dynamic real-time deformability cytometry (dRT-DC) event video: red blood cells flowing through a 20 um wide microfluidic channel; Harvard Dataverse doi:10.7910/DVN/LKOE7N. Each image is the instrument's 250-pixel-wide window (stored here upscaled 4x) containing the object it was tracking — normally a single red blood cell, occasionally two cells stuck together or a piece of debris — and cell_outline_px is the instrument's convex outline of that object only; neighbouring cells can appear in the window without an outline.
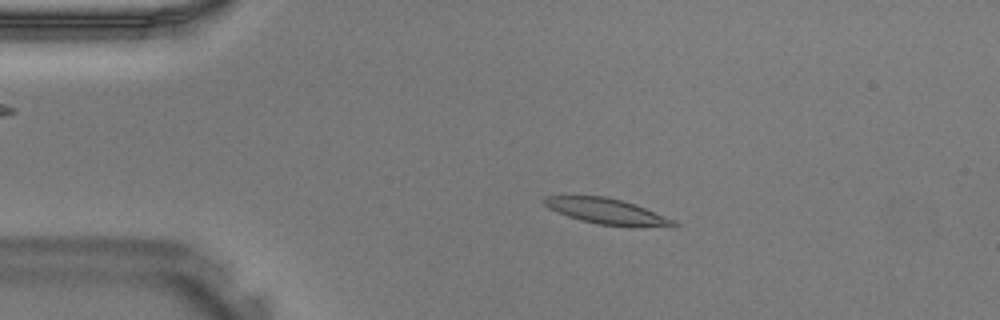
{"species": "Egyptian fruit bat (a non-hibernating species)", "species_latin": "Rousettus aegyptiacus", "temperature_condition": "warm", "stored_images_in_passage": 34, "camera_frame_rate_fps": 3000, "um_per_image_px": 0.085, "animal": {"sex": "male"}, "frame": {"image": 1, "passage_image": 2, "time_ms": 0.333, "image_size_px": [1000, 320], "cell_outline_px": [[680, 224], [676, 228], [672, 228], [596, 224], [580, 220], [568, 216], [548, 208], [544, 204], [544, 196], [604, 196], [620, 200], [644, 208], [676, 220]], "centroid_in_image_um": [51.65, 17.99], "position_along_channel_um": 33.3, "area_um2": 19.25}}
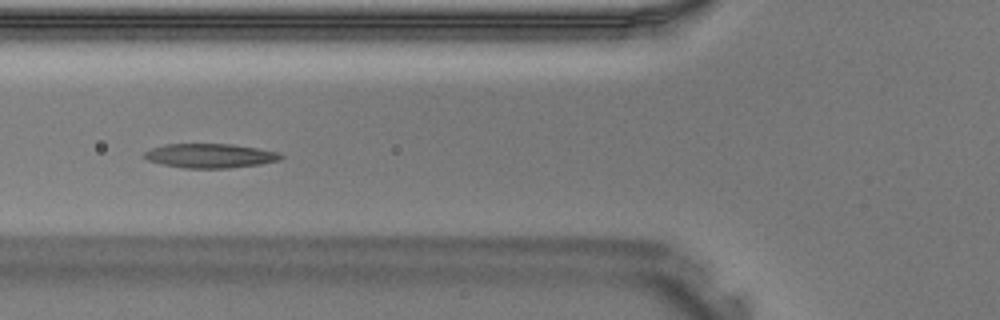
{"frame": {"image": 2, "passage_image": 9, "time_ms": 2.667, "image_size_px": [1000, 320], "cell_outline_px": [[284, 156], [280, 160], [260, 164], [228, 168], [184, 168], [160, 164], [148, 160], [144, 156], [144, 152], [152, 148], [164, 144], [232, 144], [280, 152]], "centroid_in_image_um": [17.86, 13.24], "position_along_channel_um": 107.9, "area_um2": 19.31}}
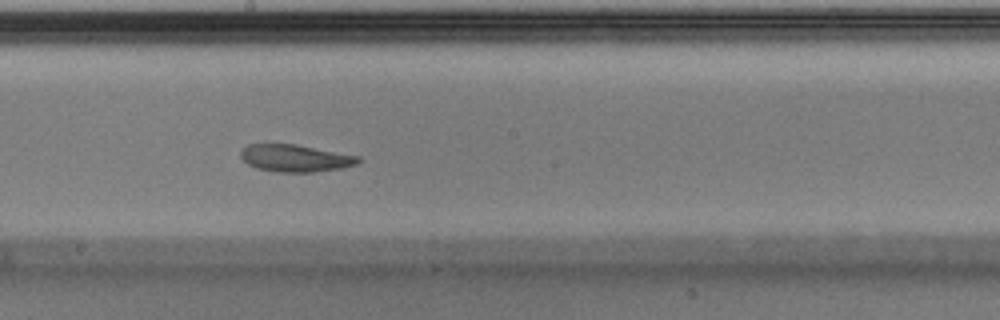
{"frame": {"image": 3, "passage_image": 16, "time_ms": 5.0, "image_size_px": [1000, 320], "cell_outline_px": [[360, 160], [356, 164], [344, 168], [312, 172], [272, 172], [256, 168], [248, 164], [240, 156], [240, 152], [248, 144], [296, 144], [360, 156]], "centroid_in_image_um": [25.1, 13.45], "position_along_channel_um": 223.1, "area_um2": 18.73}}